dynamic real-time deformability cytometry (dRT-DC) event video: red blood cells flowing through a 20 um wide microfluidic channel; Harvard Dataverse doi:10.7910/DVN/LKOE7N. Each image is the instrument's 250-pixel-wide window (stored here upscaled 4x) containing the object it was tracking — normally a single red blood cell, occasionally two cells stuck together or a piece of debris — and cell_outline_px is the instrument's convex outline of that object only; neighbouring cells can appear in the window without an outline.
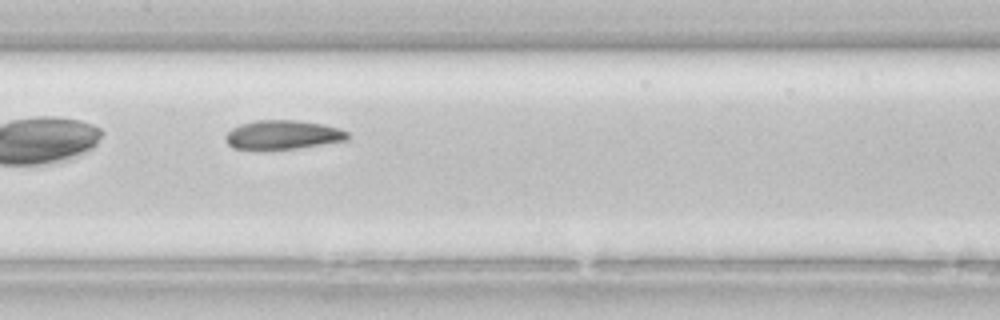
{"species": "common noctule bat (a hibernating species)", "species_latin": "Nyctalus noctula", "temperature_condition": "room temperature", "stored_images_in_passage": 43, "camera_frame_rate_fps": 3000, "um_per_image_px": 0.085, "animal": {"sex": "female", "body_mass_g": 22.7, "forearm_length_mm": 54.2}, "frame": {"image": 1, "passage_image": 22, "time_ms": 7.0, "image_size_px": [1000, 320], "cell_outline_px": [[348, 140], [296, 148], [232, 148], [224, 140], [224, 136], [232, 128], [240, 124], [256, 120], [296, 120], [320, 124], [340, 128], [348, 132]], "centroid_in_image_um": [24.03, 11.44], "position_along_channel_um": 183.4, "area_um2": 20.29}}
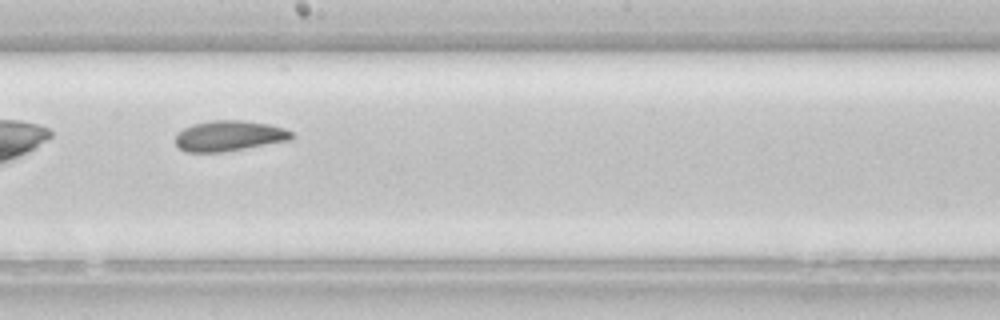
{"frame": {"image": 2, "passage_image": 25, "time_ms": 8.0, "image_size_px": [1000, 320], "cell_outline_px": [[296, 136], [292, 140], [220, 152], [188, 152], [180, 148], [176, 144], [176, 136], [184, 128], [192, 124], [212, 120], [244, 120], [268, 124], [284, 128], [292, 132]], "centroid_in_image_um": [19.52, 11.54], "position_along_channel_um": 228.7, "area_um2": 20.58}}